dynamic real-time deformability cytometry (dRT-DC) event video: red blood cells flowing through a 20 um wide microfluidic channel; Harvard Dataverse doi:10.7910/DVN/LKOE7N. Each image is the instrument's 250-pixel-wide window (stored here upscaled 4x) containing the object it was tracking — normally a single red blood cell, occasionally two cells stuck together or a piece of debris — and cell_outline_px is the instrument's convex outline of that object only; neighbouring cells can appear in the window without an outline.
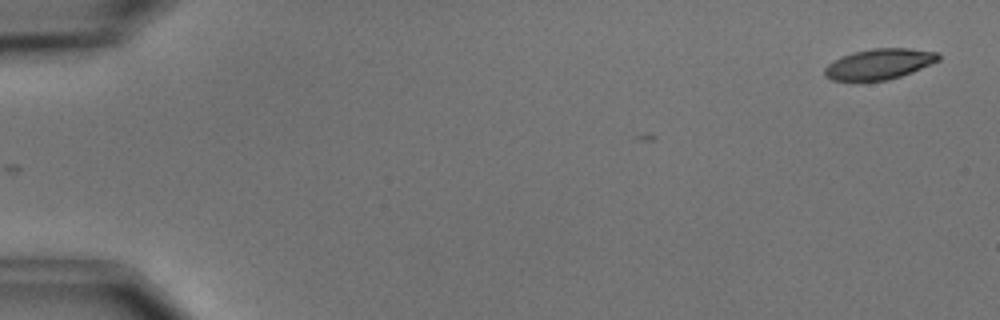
{"species": "common noctule bat (a hibernating species)", "species_latin": "Nyctalus noctula", "temperature_condition": "cold", "stored_images_in_passage": 5, "camera_frame_rate_fps": 3000, "um_per_image_px": 0.085, "animal": {"sex": "male", "body_mass_g": 15.6}, "frame": {"image": 1, "passage_image": 1, "time_ms": 0.0, "image_size_px": [1000, 320], "cell_outline_px": [[940, 60], [912, 72], [888, 80], [832, 80], [824, 76], [824, 68], [828, 64], [840, 56], [852, 52], [872, 48], [908, 48], [940, 52]], "centroid_in_image_um": [74.74, 5.42], "position_along_channel_um": 10.3, "area_um2": 20.35}}
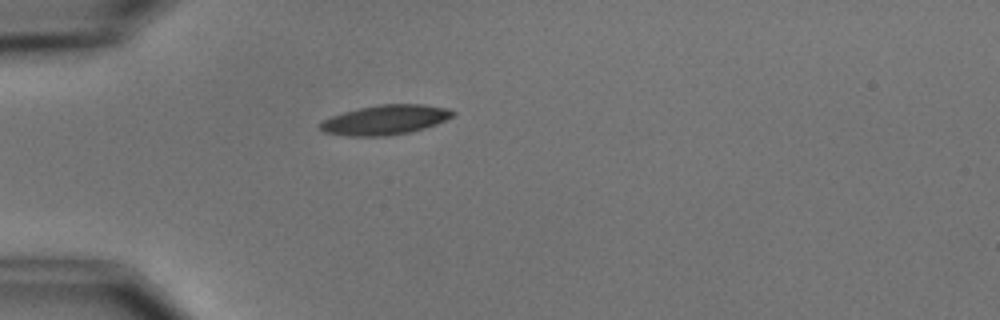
{"frame": {"image": 2, "passage_image": 5, "time_ms": 4.667, "image_size_px": [1000, 320], "cell_outline_px": [[456, 112], [452, 116], [436, 124], [424, 128], [408, 132], [388, 136], [348, 136], [324, 132], [320, 128], [320, 124], [324, 120], [332, 116], [344, 112], [360, 108], [380, 104], [424, 104], [448, 108]], "centroid_in_image_um": [32.76, 10.18], "position_along_channel_um": 52.2, "area_um2": 22.72}}